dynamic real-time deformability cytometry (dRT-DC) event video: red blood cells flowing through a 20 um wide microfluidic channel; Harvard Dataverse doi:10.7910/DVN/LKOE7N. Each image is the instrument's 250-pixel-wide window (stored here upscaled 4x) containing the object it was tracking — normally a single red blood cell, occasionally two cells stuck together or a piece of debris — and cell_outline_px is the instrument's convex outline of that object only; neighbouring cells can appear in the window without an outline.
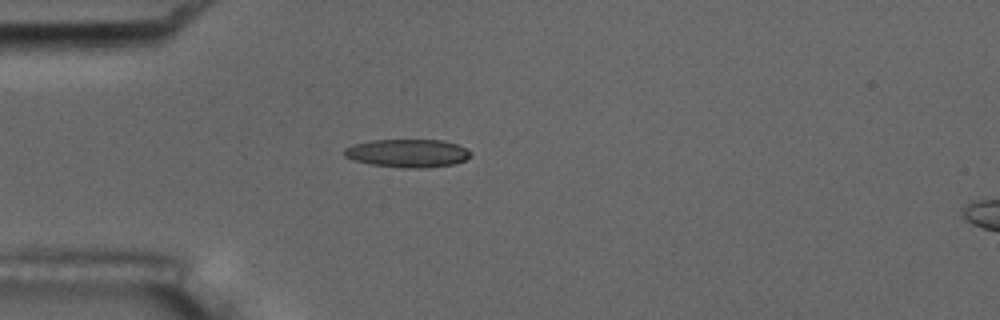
{"species": "common noctule bat (a hibernating species)", "species_latin": "Nyctalus noctula", "temperature_condition": "room temperature", "stored_images_in_passage": 4, "camera_frame_rate_fps": 3000, "um_per_image_px": 0.085, "animal": {"sex": "male", "body_mass_g": 17.5, "forearm_length_mm": 52.3}, "frame": {"image": 1, "passage_image": 3, "time_ms": 2.333, "image_size_px": [1000, 320], "cell_outline_px": [[472, 152], [464, 160], [452, 164], [424, 168], [400, 168], [372, 164], [352, 160], [344, 156], [344, 148], [356, 144], [372, 140], [444, 140], [456, 144]], "centroid_in_image_um": [34.62, 13.02], "position_along_channel_um": 50.4, "area_um2": 20.58}}